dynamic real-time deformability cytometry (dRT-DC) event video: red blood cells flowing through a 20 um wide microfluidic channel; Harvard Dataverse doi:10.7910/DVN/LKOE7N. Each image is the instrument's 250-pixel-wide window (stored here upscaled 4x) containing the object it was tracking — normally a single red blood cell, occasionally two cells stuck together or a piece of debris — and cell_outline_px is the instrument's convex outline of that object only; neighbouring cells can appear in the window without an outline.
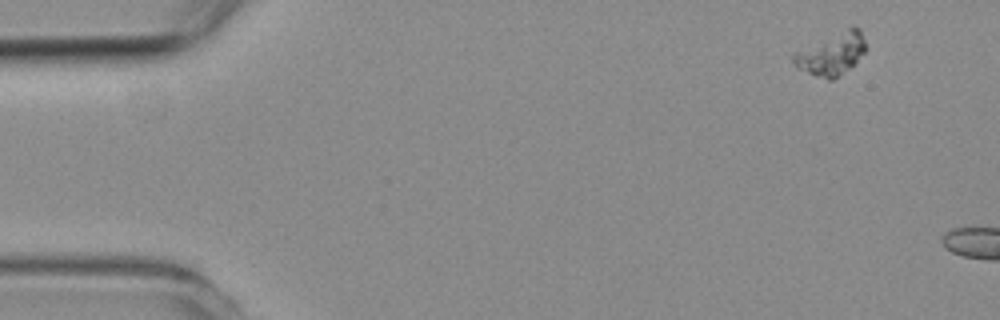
{"species": "common noctule bat (a hibernating species)", "species_latin": "Nyctalus noctula", "temperature_condition": "room temperature", "stored_images_in_passage": 3, "camera_frame_rate_fps": 3000, "um_per_image_px": 0.085, "animal": {"sex": "female", "body_mass_g": 19.3, "forearm_length_mm": 54.1}, "frame": {"image": 1, "passage_image": 1, "time_ms": 0.0, "image_size_px": [1000, 320], "cell_outline_px": [[864, 52], [848, 68], [832, 80], [828, 80], [816, 76], [800, 68], [792, 60], [792, 56], [796, 52], [852, 24], [860, 28], [864, 40]], "centroid_in_image_um": [70.7, 4.54], "position_along_channel_um": 14.3, "area_um2": 17.17}}